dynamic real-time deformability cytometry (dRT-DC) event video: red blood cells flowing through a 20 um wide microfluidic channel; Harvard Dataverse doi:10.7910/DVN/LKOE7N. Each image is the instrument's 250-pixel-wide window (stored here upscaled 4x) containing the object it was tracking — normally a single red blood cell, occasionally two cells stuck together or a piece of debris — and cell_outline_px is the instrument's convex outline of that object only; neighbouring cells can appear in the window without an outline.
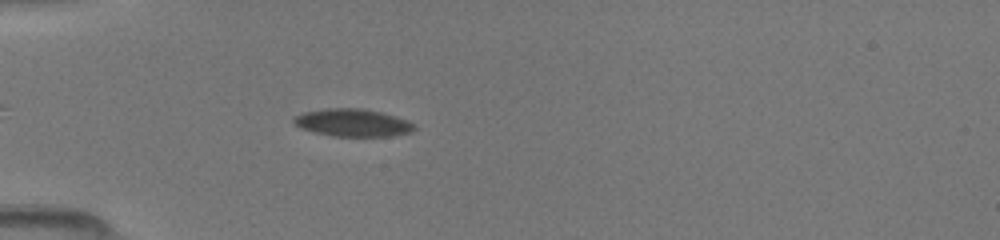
{"species": "common noctule bat (a hibernating species)", "species_latin": "Nyctalus noctula", "temperature_condition": "room temperature", "stored_images_in_passage": 36, "camera_frame_rate_fps": 3000, "um_per_image_px": 0.085, "animal": {"sex": "female", "body_mass_g": 19.5, "forearm_length_mm": 54.1}, "frame": {"image": 1, "passage_image": 1, "time_ms": 0.0, "image_size_px": [1000, 240], "cell_outline_px": [[416, 128], [412, 132], [388, 136], [332, 136], [300, 128], [292, 120], [292, 116], [304, 112], [324, 108], [360, 108], [380, 112], [404, 120], [412, 124]], "centroid_in_image_um": [29.91, 10.43], "position_along_channel_um": 55.1, "area_um2": 19.13}}
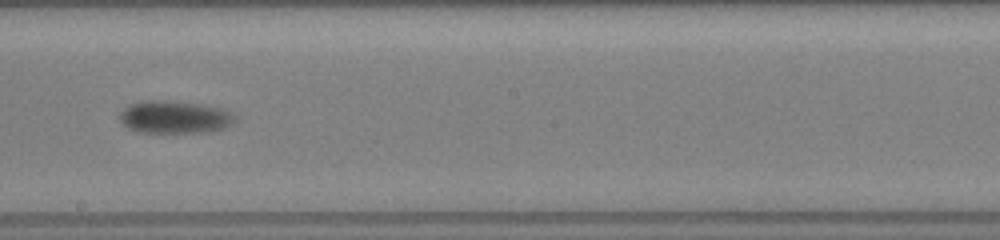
{"frame": {"image": 2, "passage_image": 15, "time_ms": 4.667, "image_size_px": [1000, 240], "cell_outline_px": [[236, 116], [232, 124], [224, 128], [208, 132], [140, 132], [128, 128], [120, 120], [120, 112], [128, 104], [140, 100], [164, 100], [200, 104], [220, 108]], "centroid_in_image_um": [14.8, 9.94], "position_along_channel_um": 233.4, "area_um2": 21.85}}
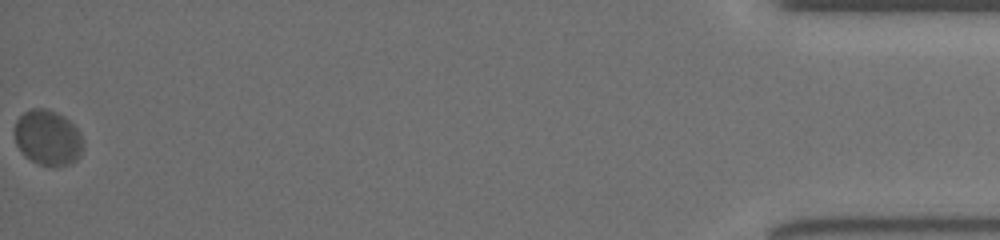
{"frame": {"image": 3, "passage_image": 36, "time_ms": 11.667, "image_size_px": [1000, 240], "cell_outline_px": [[84, 144], [80, 156], [72, 164], [40, 164], [24, 156], [16, 144], [12, 132], [16, 120], [24, 112], [32, 108], [44, 108], [56, 112], [64, 116], [80, 132], [84, 140]], "centroid_in_image_um": [4.04, 11.68], "position_along_channel_um": 431.2, "area_um2": 22.2}}